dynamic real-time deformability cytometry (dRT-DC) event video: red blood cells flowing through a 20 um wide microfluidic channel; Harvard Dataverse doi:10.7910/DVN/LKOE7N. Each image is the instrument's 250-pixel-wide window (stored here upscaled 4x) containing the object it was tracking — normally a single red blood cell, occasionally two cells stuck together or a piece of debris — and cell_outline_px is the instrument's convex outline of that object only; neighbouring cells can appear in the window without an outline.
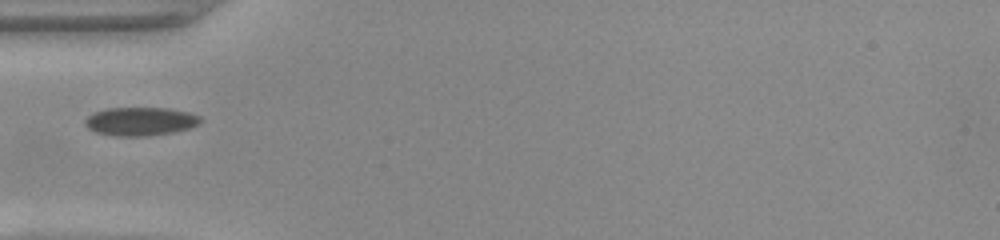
{"species": "common noctule bat (a hibernating species)", "species_latin": "Nyctalus noctula", "temperature_condition": "warm", "stored_images_in_passage": 35, "camera_frame_rate_fps": 3000, "um_per_image_px": 0.085, "animal": {"sex": "female", "body_mass_g": 22.0, "forearm_length_mm": 56.7}, "frame": {"image": 1, "passage_image": 1, "time_ms": 0.0, "image_size_px": [1000, 240], "cell_outline_px": [[200, 120], [196, 124], [188, 128], [172, 132], [148, 136], [116, 136], [96, 132], [88, 128], [84, 124], [84, 120], [88, 116], [96, 112], [108, 108], [168, 108], [188, 112], [200, 116]], "centroid_in_image_um": [11.89, 10.32], "position_along_channel_um": 73.1, "area_um2": 18.9}}
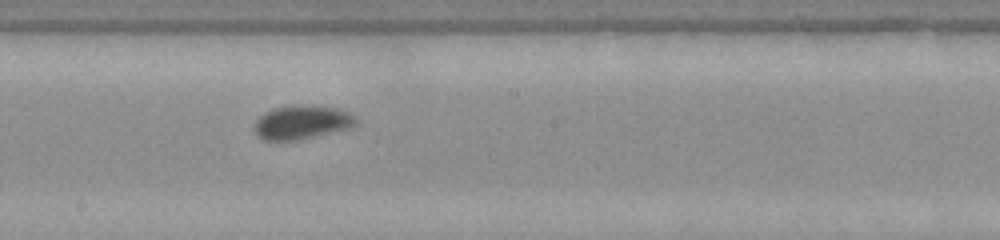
{"frame": {"image": 2, "passage_image": 12, "time_ms": 3.667, "image_size_px": [1000, 240], "cell_outline_px": [[356, 124], [352, 128], [296, 140], [264, 140], [256, 132], [256, 120], [264, 112], [276, 108], [336, 108], [348, 112], [356, 116]], "centroid_in_image_um": [25.7, 10.45], "position_along_channel_um": 222.5, "area_um2": 18.9}}
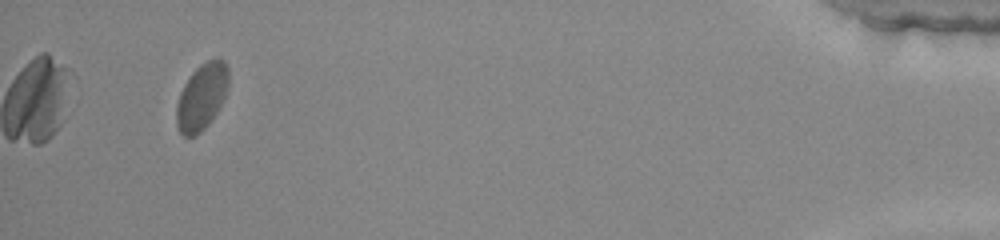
{"frame": {"image": 3, "passage_image": 32, "time_ms": 10.333, "image_size_px": [1000, 240], "cell_outline_px": [[228, 88], [216, 112], [208, 124], [196, 136], [184, 136], [180, 132], [176, 124], [176, 108], [180, 92], [184, 84], [192, 72], [200, 64], [216, 56], [224, 60], [228, 68]], "centroid_in_image_um": [17.14, 8.19], "position_along_channel_um": 418.1, "area_um2": 20.11}}